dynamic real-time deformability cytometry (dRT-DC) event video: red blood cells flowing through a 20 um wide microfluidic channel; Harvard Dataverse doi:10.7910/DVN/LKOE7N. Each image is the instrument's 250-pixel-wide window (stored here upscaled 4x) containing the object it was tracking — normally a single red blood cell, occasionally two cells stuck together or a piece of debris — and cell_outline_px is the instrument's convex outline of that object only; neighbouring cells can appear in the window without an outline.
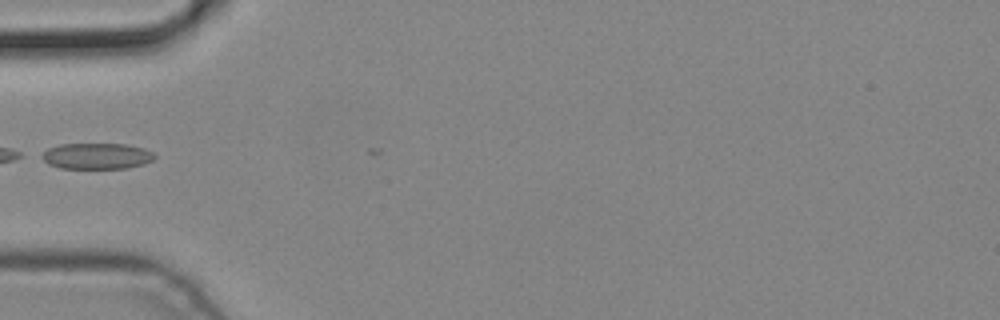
{"species": "common noctule bat (a hibernating species)", "species_latin": "Nyctalus noctula", "temperature_condition": "cold", "stored_images_in_passage": 5, "camera_frame_rate_fps": 3000, "um_per_image_px": 0.085, "animal": {"sex": "male", "body_mass_g": 19.2, "forearm_length_mm": 51.8}, "frame": {"image": 1, "passage_image": 5, "time_ms": 1.333, "image_size_px": [1000, 320], "cell_outline_px": [[156, 156], [152, 160], [144, 164], [128, 168], [60, 168], [48, 164], [36, 156], [48, 148], [60, 144], [124, 144], [144, 148], [152, 152]], "centroid_in_image_um": [8.16, 13.26], "position_along_channel_um": 76.8, "area_um2": 17.28}}